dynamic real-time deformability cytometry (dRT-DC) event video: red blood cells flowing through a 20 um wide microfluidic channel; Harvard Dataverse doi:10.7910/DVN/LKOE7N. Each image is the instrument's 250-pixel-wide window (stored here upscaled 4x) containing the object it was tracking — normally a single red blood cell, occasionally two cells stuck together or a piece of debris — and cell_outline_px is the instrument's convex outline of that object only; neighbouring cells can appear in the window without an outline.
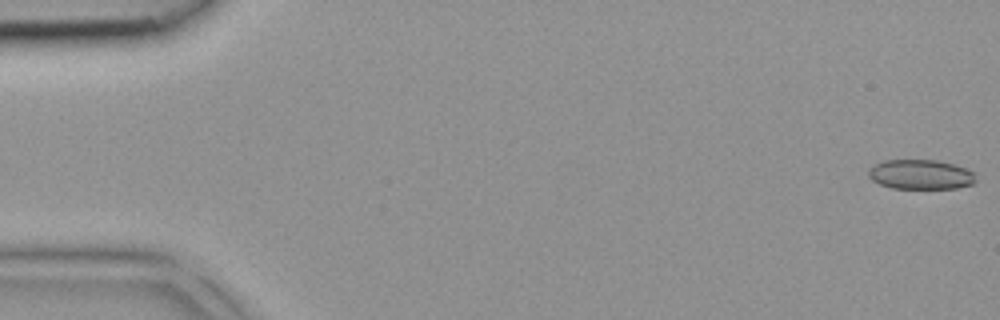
{"species": "common noctule bat (a hibernating species)", "species_latin": "Nyctalus noctula", "temperature_condition": "room temperature", "stored_images_in_passage": 42, "segment_of_instrument_passage": [1, 2], "camera_frame_rate_fps": 3000, "um_per_image_px": 0.085, "animal": {"sex": "female", "body_mass_g": 18.4}, "frame": {"image": 1, "passage_image": 1, "time_ms": 0.0, "image_size_px": [1000, 320], "cell_outline_px": [[976, 180], [972, 184], [956, 188], [892, 188], [880, 184], [872, 180], [868, 176], [868, 168], [884, 160], [936, 160], [952, 164], [964, 168], [972, 172]], "centroid_in_image_um": [78.21, 14.83], "position_along_channel_um": 6.8, "area_um2": 18.38}}
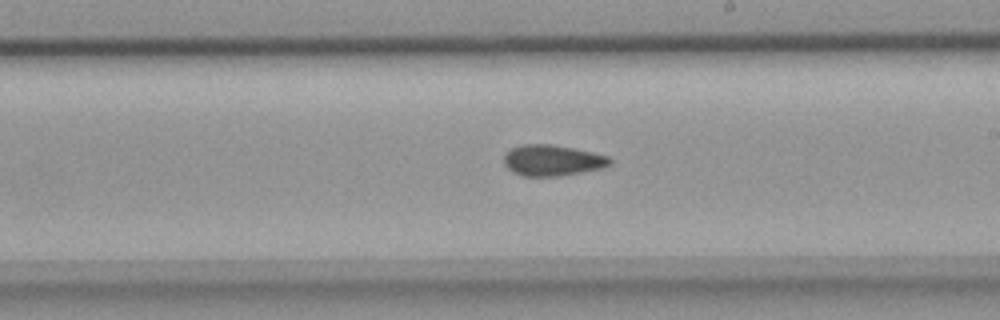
{"frame": {"image": 2, "passage_image": 24, "time_ms": 7.667, "image_size_px": [1000, 320], "cell_outline_px": [[612, 164], [604, 168], [560, 176], [524, 176], [512, 172], [504, 164], [504, 156], [512, 148], [524, 144], [548, 144], [572, 148], [592, 152], [608, 156], [612, 160]], "centroid_in_image_um": [46.98, 13.64], "position_along_channel_um": 242.0, "area_um2": 19.07}}
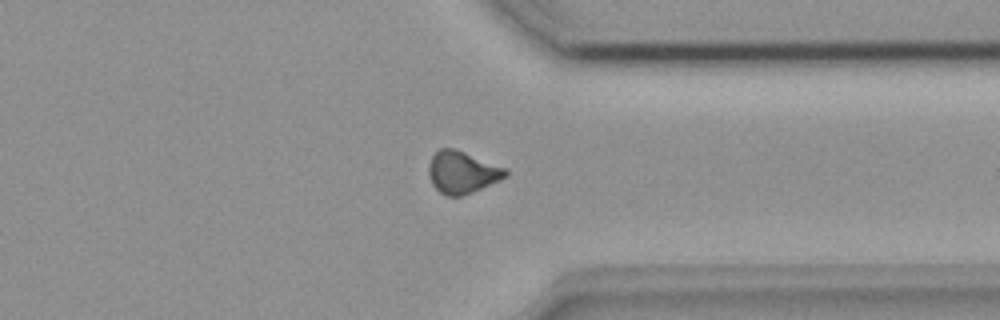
{"frame": {"image": 3, "passage_image": 32, "time_ms": 10.333, "image_size_px": [1000, 320], "cell_outline_px": [[508, 176], [500, 180], [472, 192], [460, 196], [448, 196], [440, 192], [432, 184], [428, 172], [428, 168], [432, 156], [440, 148], [452, 148], [464, 152], [508, 168]], "centroid_in_image_um": [39.31, 14.64], "position_along_channel_um": 372.1, "area_um2": 18.79}}